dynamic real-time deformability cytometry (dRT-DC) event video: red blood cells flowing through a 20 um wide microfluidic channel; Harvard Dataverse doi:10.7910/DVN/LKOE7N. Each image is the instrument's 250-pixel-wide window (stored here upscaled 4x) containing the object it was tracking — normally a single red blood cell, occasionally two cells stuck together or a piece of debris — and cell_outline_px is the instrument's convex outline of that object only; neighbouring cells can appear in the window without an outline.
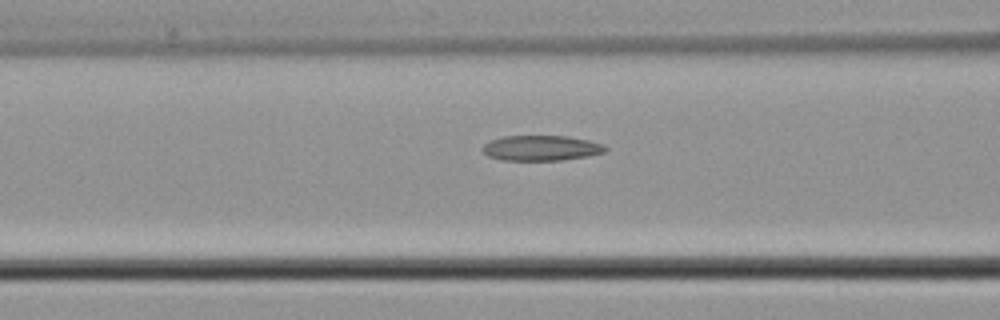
{"species": "common noctule bat (a hibernating species)", "species_latin": "Nyctalus noctula", "temperature_condition": "cold", "stored_images_in_passage": 7, "camera_frame_rate_fps": 3000, "um_per_image_px": 0.085, "animal": {"sex": "male", "body_mass_g": 21.5, "forearm_length_mm": 52.0}, "frame": {"image": 1, "passage_image": 5, "time_ms": 1.333, "image_size_px": [1000, 320], "cell_outline_px": [[608, 148], [604, 152], [588, 156], [560, 160], [500, 160], [488, 156], [480, 148], [484, 144], [492, 140], [504, 136], [568, 136], [588, 140], [604, 144]], "centroid_in_image_um": [46.0, 12.58], "position_along_channel_um": 120.6, "area_um2": 18.09}}